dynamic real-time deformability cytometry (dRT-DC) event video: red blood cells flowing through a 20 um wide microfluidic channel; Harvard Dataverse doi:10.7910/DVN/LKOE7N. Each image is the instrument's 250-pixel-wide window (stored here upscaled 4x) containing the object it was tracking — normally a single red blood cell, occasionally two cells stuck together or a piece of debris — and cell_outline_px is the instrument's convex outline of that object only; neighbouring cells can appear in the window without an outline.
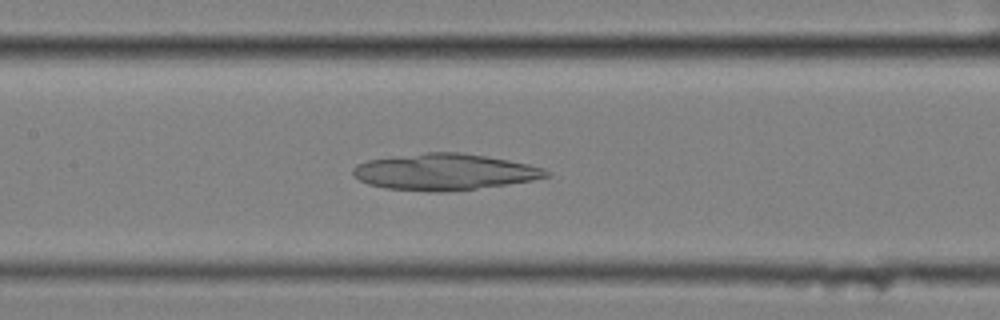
{"species": "common noctule bat (a hibernating species)", "species_latin": "Nyctalus noctula", "temperature_condition": "cold", "stored_images_in_passage": 57, "camera_frame_rate_fps": 3000, "um_per_image_px": 0.085, "animal": {"sex": "female", "body_mass_g": 25.1}, "frame": {"image": 1, "passage_image": 27, "time_ms": 8.667, "image_size_px": [1000, 320], "cell_outline_px": [[552, 176], [532, 180], [508, 184], [476, 188], [428, 192], [384, 188], [368, 184], [352, 176], [352, 168], [356, 164], [368, 160], [428, 152], [460, 152], [508, 160], [528, 164], [544, 168], [552, 172]], "centroid_in_image_um": [37.78, 14.61], "position_along_channel_um": 169.6, "area_um2": 40.75}}
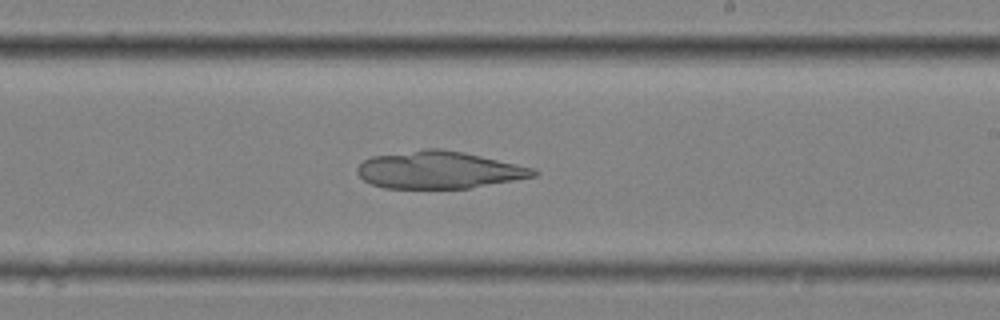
{"frame": {"image": 2, "passage_image": 34, "time_ms": 11.0, "image_size_px": [1000, 320], "cell_outline_px": [[540, 172], [536, 176], [472, 188], [384, 188], [372, 184], [364, 180], [356, 172], [356, 168], [364, 160], [372, 156], [424, 148], [440, 148], [464, 152], [536, 168]], "centroid_in_image_um": [37.33, 14.44], "position_along_channel_um": 251.7, "area_um2": 38.55}}
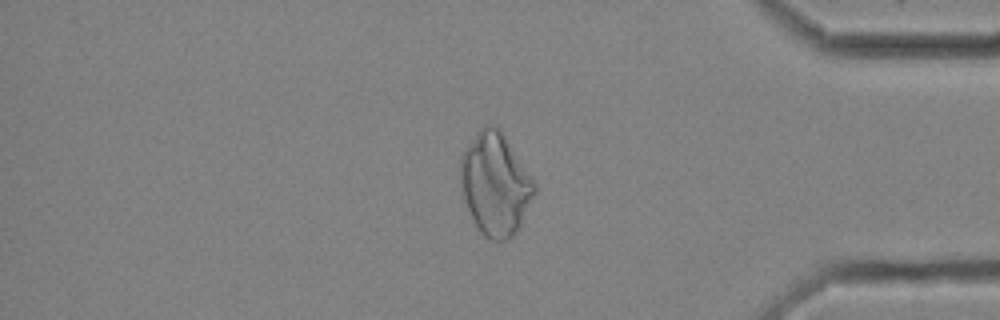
{"frame": {"image": 3, "passage_image": 48, "time_ms": 15.667, "image_size_px": [1000, 320], "cell_outline_px": [[536, 192], [520, 224], [512, 236], [504, 240], [492, 240], [484, 236], [476, 228], [468, 208], [460, 184], [460, 156], [476, 132], [484, 124], [496, 124], [500, 128], [536, 184]], "centroid_in_image_um": [42.08, 15.61], "position_along_channel_um": 393.1, "area_um2": 43.99}}